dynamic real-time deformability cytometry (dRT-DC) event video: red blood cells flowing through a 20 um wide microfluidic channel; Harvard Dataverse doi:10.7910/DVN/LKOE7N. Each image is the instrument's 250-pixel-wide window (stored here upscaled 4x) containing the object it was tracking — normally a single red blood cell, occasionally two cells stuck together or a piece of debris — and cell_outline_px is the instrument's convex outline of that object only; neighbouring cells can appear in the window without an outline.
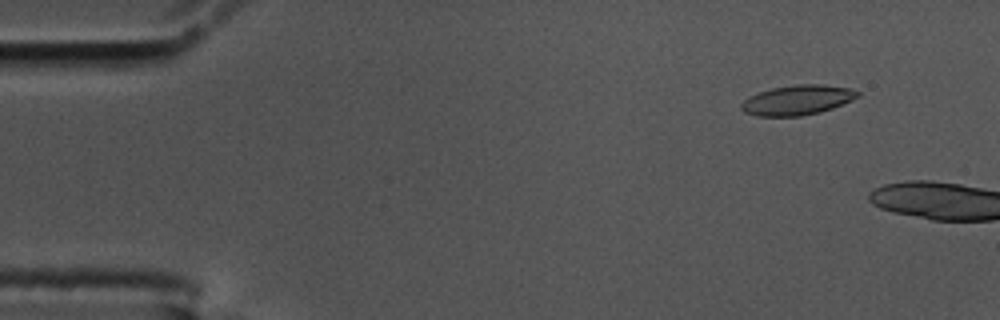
{"species": "common noctule bat (a hibernating species)", "species_latin": "Nyctalus noctula", "temperature_condition": "cold", "stored_images_in_passage": 9, "camera_frame_rate_fps": 3000, "um_per_image_px": 0.085, "animal": {"sex": "male", "body_mass_g": 17.5, "forearm_length_mm": 52.3}, "frame": {"image": 1, "passage_image": 6, "time_ms": 1.667, "image_size_px": [1000, 320], "cell_outline_px": [[860, 96], [852, 100], [832, 108], [820, 112], [800, 116], [756, 116], [744, 112], [740, 108], [740, 104], [744, 100], [760, 92], [772, 88], [796, 84], [820, 84], [848, 88], [860, 92]], "centroid_in_image_um": [67.78, 8.51], "position_along_channel_um": 17.2, "area_um2": 20.11}}